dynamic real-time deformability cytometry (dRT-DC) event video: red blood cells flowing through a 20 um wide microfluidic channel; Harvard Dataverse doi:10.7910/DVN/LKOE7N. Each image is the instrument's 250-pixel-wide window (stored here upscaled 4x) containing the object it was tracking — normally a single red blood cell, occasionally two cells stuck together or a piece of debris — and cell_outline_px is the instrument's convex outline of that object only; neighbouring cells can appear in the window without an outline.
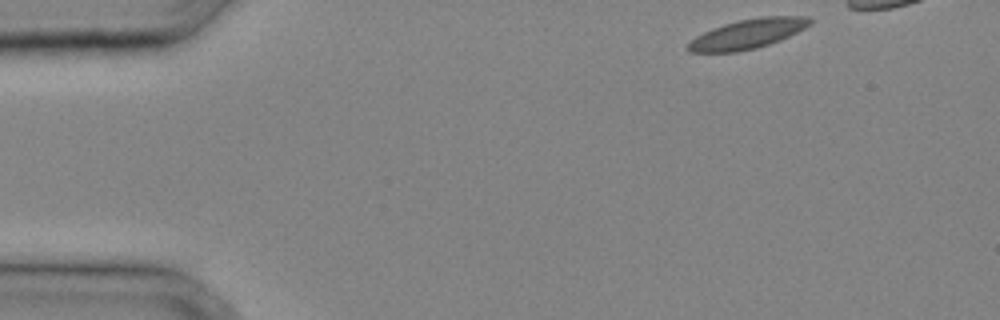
{"species": "common noctule bat (a hibernating species)", "species_latin": "Nyctalus noctula", "temperature_condition": "cold", "stored_images_in_passage": 28, "camera_frame_rate_fps": 3000, "um_per_image_px": 0.085, "animal": {"sex": "male", "body_mass_g": 20.4}, "frame": {"image": 1, "passage_image": 1, "time_ms": 0.0, "image_size_px": [1000, 320], "cell_outline_px": [[812, 24], [780, 40], [756, 48], [736, 52], [688, 52], [684, 48], [696, 36], [712, 28], [724, 24], [740, 20], [760, 16], [808, 16], [812, 20]], "centroid_in_image_um": [63.54, 2.88], "position_along_channel_um": 21.5, "area_um2": 20.92}}
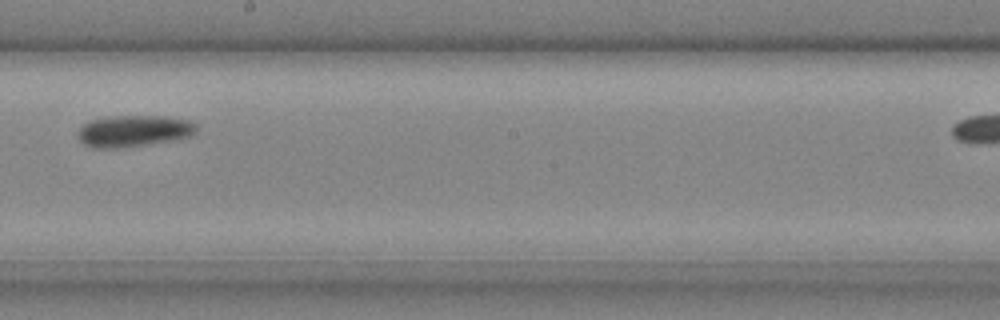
{"frame": {"image": 2, "passage_image": 17, "time_ms": 5.333, "image_size_px": [1000, 320], "cell_outline_px": [[196, 132], [188, 136], [176, 140], [120, 148], [92, 148], [84, 144], [76, 136], [76, 132], [84, 124], [92, 120], [112, 116], [164, 116], [188, 120], [196, 124]], "centroid_in_image_um": [11.34, 11.14], "position_along_channel_um": 236.9, "area_um2": 21.85}}
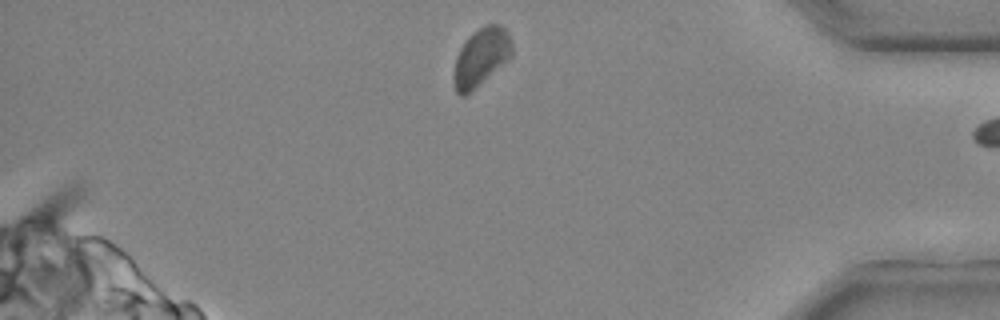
{"frame": {"image": 3, "passage_image": 27, "time_ms": 8.667, "image_size_px": [1000, 320], "cell_outline_px": [[512, 56], [508, 60], [464, 96], [460, 96], [456, 92], [452, 80], [452, 76], [456, 56], [460, 48], [468, 36], [472, 32], [484, 24], [500, 24], [508, 32], [512, 44]], "centroid_in_image_um": [40.86, 4.82], "position_along_channel_um": 394.3, "area_um2": 19.71}}